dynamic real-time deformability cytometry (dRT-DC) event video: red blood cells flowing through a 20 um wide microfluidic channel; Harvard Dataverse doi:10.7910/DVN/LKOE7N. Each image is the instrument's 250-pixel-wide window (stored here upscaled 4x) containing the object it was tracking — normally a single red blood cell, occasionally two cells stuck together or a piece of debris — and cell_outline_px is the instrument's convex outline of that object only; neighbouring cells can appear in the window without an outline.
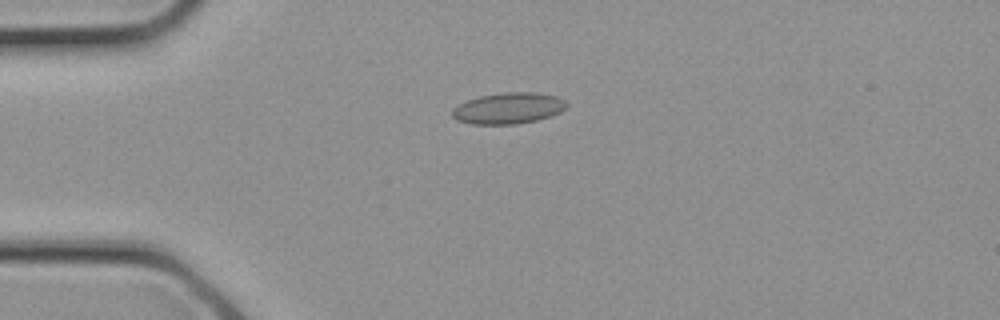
{"species": "common noctule bat (a hibernating species)", "species_latin": "Nyctalus noctula", "temperature_condition": "cold", "stored_images_in_passage": 12, "camera_frame_rate_fps": 3000, "um_per_image_px": 0.085, "animal": {"sex": "female", "body_mass_g": 21.9}, "frame": {"image": 1, "passage_image": 7, "time_ms": 2.0, "image_size_px": [1000, 320], "cell_outline_px": [[568, 104], [560, 112], [536, 120], [516, 124], [472, 124], [456, 120], [452, 116], [452, 108], [468, 100], [480, 96], [504, 92], [536, 92], [556, 96], [564, 100]], "centroid_in_image_um": [43.19, 9.2], "position_along_channel_um": 41.8, "area_um2": 20.63}}
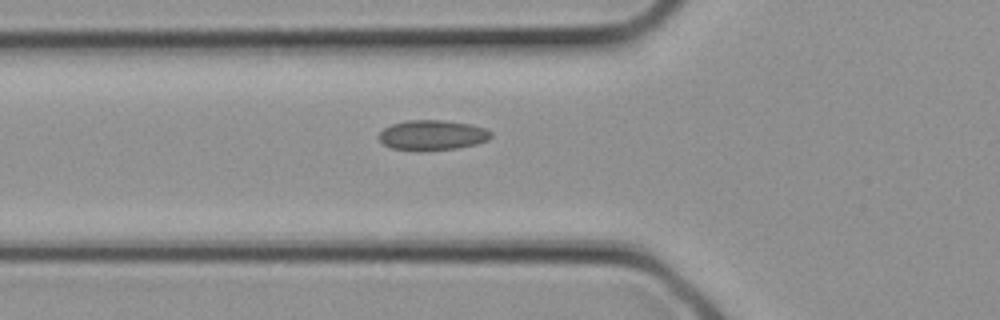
{"frame": {"image": 2, "passage_image": 10, "time_ms": 3.0, "image_size_px": [1000, 320], "cell_outline_px": [[492, 136], [488, 140], [476, 144], [456, 148], [416, 152], [392, 148], [384, 144], [376, 136], [384, 128], [392, 124], [408, 120], [444, 120], [472, 124], [484, 128], [492, 132]], "centroid_in_image_um": [36.73, 11.49], "position_along_channel_um": 89.1, "area_um2": 19.94}}
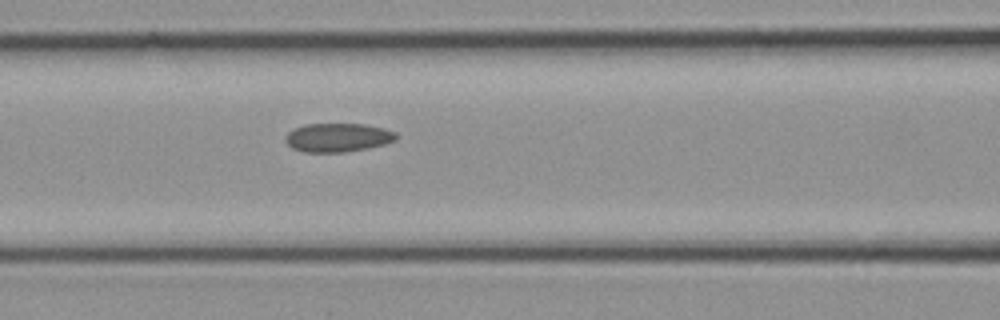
{"frame": {"image": 3, "passage_image": 12, "time_ms": 3.667, "image_size_px": [1000, 320], "cell_outline_px": [[396, 140], [384, 144], [368, 148], [344, 152], [304, 152], [292, 148], [284, 140], [284, 136], [292, 128], [304, 124], [364, 124], [384, 128], [396, 132]], "centroid_in_image_um": [28.68, 11.68], "position_along_channel_um": 137.9, "area_um2": 18.67}}